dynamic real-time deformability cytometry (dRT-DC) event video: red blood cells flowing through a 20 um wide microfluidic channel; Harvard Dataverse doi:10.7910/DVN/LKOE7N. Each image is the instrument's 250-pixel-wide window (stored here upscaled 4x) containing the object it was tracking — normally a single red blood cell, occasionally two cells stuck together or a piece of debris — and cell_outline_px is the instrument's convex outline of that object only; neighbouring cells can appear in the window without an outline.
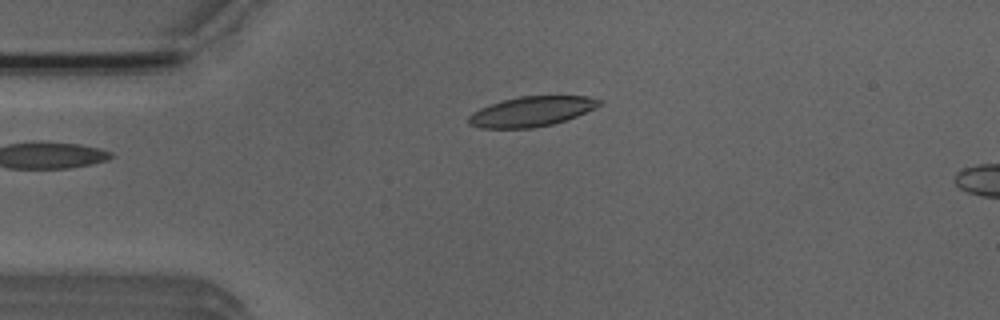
{"species": "Egyptian fruit bat (a non-hibernating species)", "species_latin": "Rousettus aegyptiacus", "temperature_condition": "room temperature", "stored_images_in_passage": 4, "camera_frame_rate_fps": 3000, "um_per_image_px": 0.085, "animal": {"sex": "male"}, "frame": {"image": 1, "passage_image": 4, "time_ms": 3.667, "image_size_px": [1000, 320], "cell_outline_px": [[600, 104], [596, 108], [568, 120], [552, 124], [532, 128], [480, 128], [468, 124], [468, 116], [472, 112], [480, 108], [504, 100], [520, 96], [588, 96], [600, 100]], "centroid_in_image_um": [45.18, 9.48], "position_along_channel_um": 39.8, "area_um2": 22.77}}